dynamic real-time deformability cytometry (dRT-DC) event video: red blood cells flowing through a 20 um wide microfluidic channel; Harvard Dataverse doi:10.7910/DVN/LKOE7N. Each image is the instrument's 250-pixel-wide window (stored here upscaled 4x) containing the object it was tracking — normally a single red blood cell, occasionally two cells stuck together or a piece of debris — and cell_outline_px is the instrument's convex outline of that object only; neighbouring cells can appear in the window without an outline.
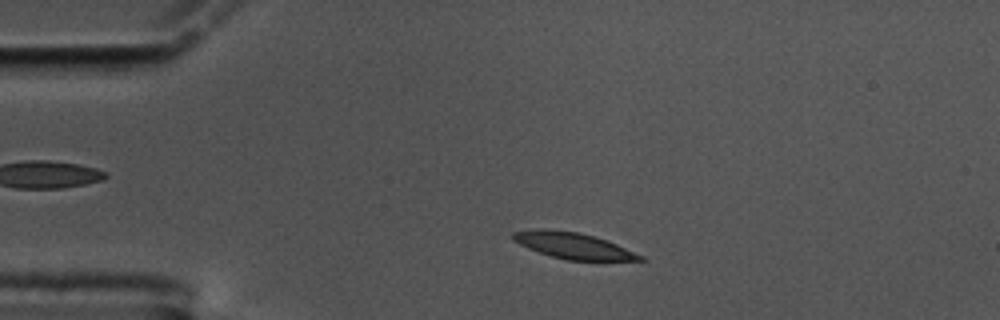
{"species": "common noctule bat (a hibernating species)", "species_latin": "Nyctalus noctula", "temperature_condition": "cold", "stored_images_in_passage": 53, "camera_frame_rate_fps": 3000, "um_per_image_px": 0.085, "animal": {"sex": "male", "body_mass_g": 17.5, "forearm_length_mm": 52.3}, "frame": {"image": 1, "passage_image": 7, "time_ms": 2.0, "image_size_px": [1000, 320], "cell_outline_px": [[648, 260], [568, 260], [552, 256], [528, 248], [512, 240], [512, 232], [576, 232], [592, 236], [616, 244], [644, 256]], "centroid_in_image_um": [48.83, 20.94], "position_along_channel_um": 36.2, "area_um2": 18.03}}
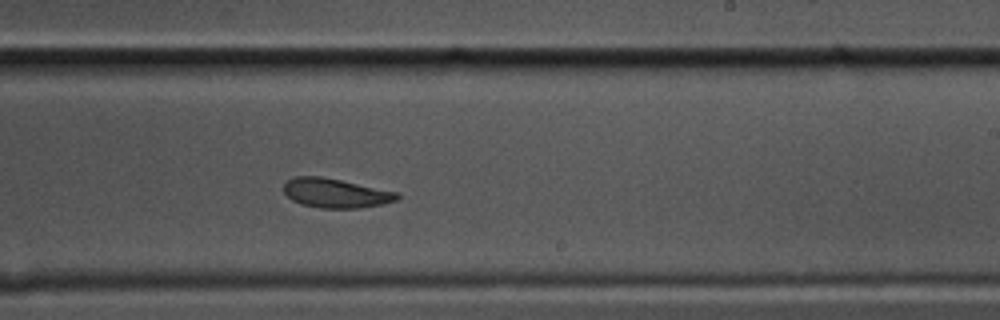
{"frame": {"image": 2, "passage_image": 30, "time_ms": 9.667, "image_size_px": [1000, 320], "cell_outline_px": [[400, 196], [396, 200], [380, 204], [360, 208], [320, 208], [300, 204], [292, 200], [284, 192], [284, 184], [288, 180], [296, 176], [320, 176], [400, 192]], "centroid_in_image_um": [28.53, 16.41], "position_along_channel_um": 260.5, "area_um2": 19.31}}
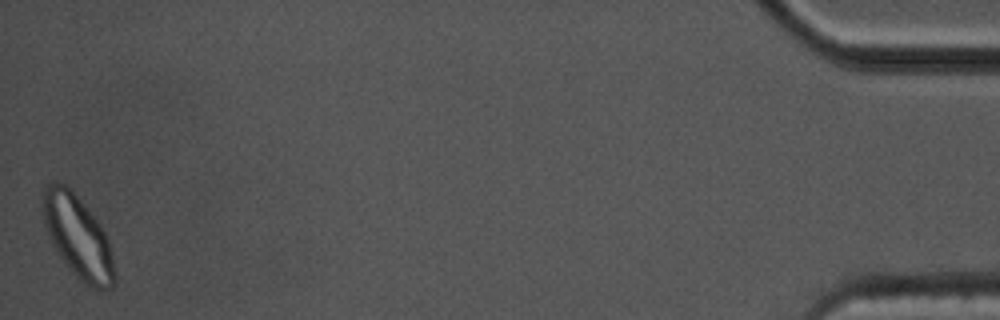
{"frame": {"image": 3, "passage_image": 53, "time_ms": 17.333, "image_size_px": [1000, 320], "cell_outline_px": [[116, 284], [112, 288], [92, 288], [84, 284], [72, 272], [60, 256], [52, 244], [44, 220], [44, 188], [52, 180], [56, 180], [72, 188], [100, 224], [108, 240], [112, 252], [116, 276]], "centroid_in_image_um": [6.65, 20.13], "position_along_channel_um": 428.5, "area_um2": 34.33}, "authors_computed_cell_mechanics": {"area_um2": 20.0566, "velocity_mm_per_s": 3.4112, "shape_relaxation_time_tau1_ms": 4.4443, "shape_relaxation_time_tau2_ms": null, "deformation_change_tau1": 0.1495, "deformation_change_tau2": null}}